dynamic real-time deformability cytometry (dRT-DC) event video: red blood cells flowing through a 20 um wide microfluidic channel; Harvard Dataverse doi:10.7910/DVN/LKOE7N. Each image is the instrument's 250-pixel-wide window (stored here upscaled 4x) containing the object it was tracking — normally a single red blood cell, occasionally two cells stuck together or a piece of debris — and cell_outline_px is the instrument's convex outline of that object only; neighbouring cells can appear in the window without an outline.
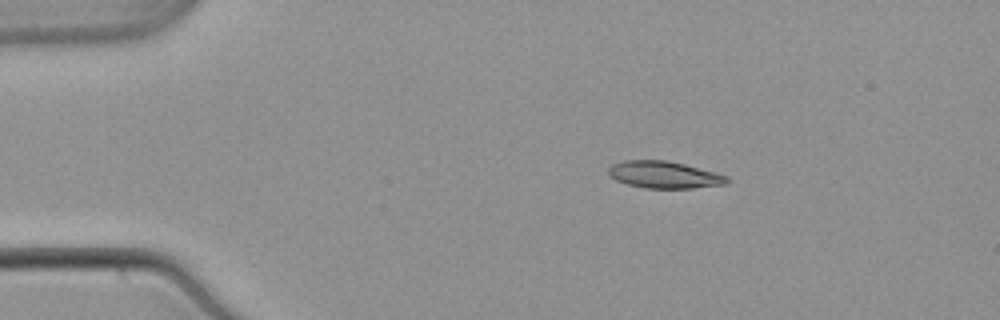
{"species": "common noctule bat (a hibernating species)", "species_latin": "Nyctalus noctula", "temperature_condition": "warm", "stored_images_in_passage": 44, "camera_frame_rate_fps": 3000, "um_per_image_px": 0.085, "animal": {"sex": "male", "body_mass_g": 21.5, "forearm_length_mm": 52.0}, "frame": {"image": 1, "passage_image": 1, "time_ms": 0.0, "image_size_px": [1000, 320], "cell_outline_px": [[732, 180], [728, 184], [692, 188], [644, 188], [628, 184], [616, 180], [608, 172], [608, 168], [612, 164], [624, 160], [668, 160], [716, 172], [728, 176]], "centroid_in_image_um": [56.51, 14.85], "position_along_channel_um": 28.5, "area_um2": 18.79}}
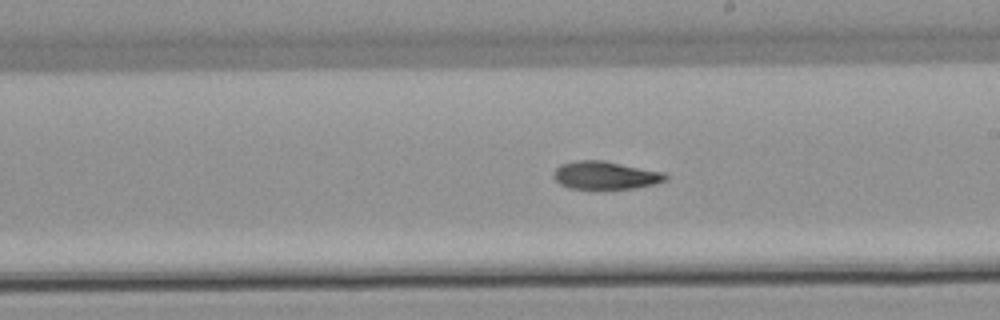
{"frame": {"image": 2, "passage_image": 22, "time_ms": 7.0, "image_size_px": [1000, 320], "cell_outline_px": [[668, 180], [656, 184], [632, 188], [568, 188], [560, 184], [552, 176], [556, 168], [560, 164], [576, 160], [604, 160], [664, 172], [668, 176]], "centroid_in_image_um": [51.47, 14.88], "position_along_channel_um": 237.5, "area_um2": 18.26}}
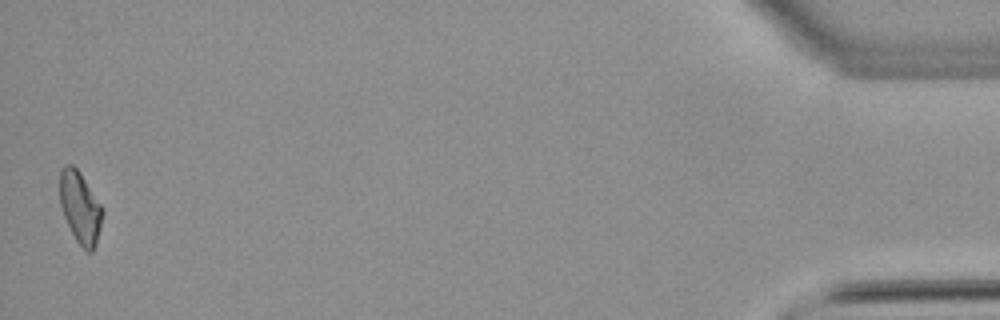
{"frame": {"image": 3, "passage_image": 44, "time_ms": 14.333, "image_size_px": [1000, 320], "cell_outline_px": [[104, 212], [96, 244], [92, 252], [88, 252], [76, 240], [64, 216], [60, 204], [60, 172], [64, 164], [72, 164], [80, 172], [100, 204]], "centroid_in_image_um": [6.81, 17.62], "position_along_channel_um": 428.4, "area_um2": 17.57}, "authors_computed_cell_mechanics": {"area_um2": 18.4671, "velocity_mm_per_s": 3.8792, "shape_relaxation_time_tau1_ms": 9.2098, "shape_relaxation_time_tau2_ms": 5.4497, "deformation_change_tau1": 0.2139, "deformation_change_tau2": 0.1275}}